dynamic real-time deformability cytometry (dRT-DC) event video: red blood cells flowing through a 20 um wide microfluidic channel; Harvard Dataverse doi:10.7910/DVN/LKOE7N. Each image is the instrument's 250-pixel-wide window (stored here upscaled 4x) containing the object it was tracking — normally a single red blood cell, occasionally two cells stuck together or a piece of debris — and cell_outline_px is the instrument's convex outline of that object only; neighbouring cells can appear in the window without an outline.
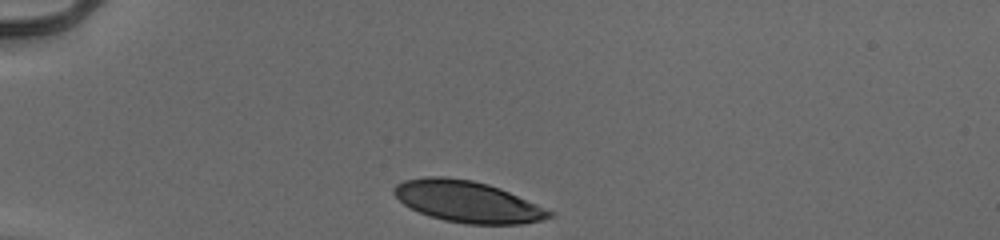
{"species": "human", "species_latin": "Homo sapiens", "temperature_condition": "cold", "stored_images_in_passage": 31, "camera_frame_rate_fps": 3000, "um_per_image_px": 0.085, "donor": {"sex": "male"}, "frame": {"image": 1, "passage_image": 1, "time_ms": 0.0, "image_size_px": [1000, 240], "cell_outline_px": [[556, 212], [552, 216], [540, 220], [520, 224], [468, 224], [444, 220], [428, 216], [404, 204], [392, 192], [392, 188], [396, 184], [404, 180], [424, 176], [444, 176], [472, 180], [488, 184], [500, 188]], "centroid_in_image_um": [39.73, 17.13], "position_along_channel_um": 45.3, "area_um2": 37.45}}
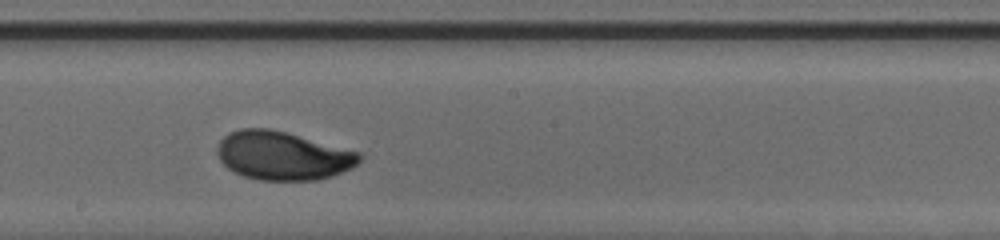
{"frame": {"image": 2, "passage_image": 18, "time_ms": 5.667, "image_size_px": [1000, 240], "cell_outline_px": [[364, 156], [352, 168], [332, 176], [316, 180], [260, 180], [244, 176], [228, 168], [220, 160], [216, 152], [216, 148], [220, 140], [228, 132], [240, 128], [268, 128], [284, 132], [360, 152]], "centroid_in_image_um": [24.02, 13.23], "position_along_channel_um": 224.2, "area_um2": 40.11}}
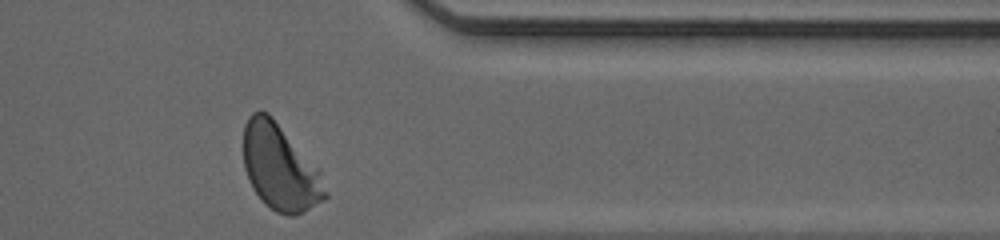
{"frame": {"image": 3, "passage_image": 31, "time_ms": 10.0, "image_size_px": [1000, 240], "cell_outline_px": [[328, 196], [324, 200], [304, 212], [292, 216], [288, 216], [276, 212], [264, 204], [260, 200], [252, 188], [248, 180], [244, 168], [244, 124], [248, 116], [252, 112], [260, 108], [268, 112], [272, 116], [320, 168], [328, 192]], "centroid_in_image_um": [23.82, 14.22], "position_along_channel_um": 387.6, "area_um2": 41.85}, "authors_computed_cell_mechanics": {"area_um2": 39.8242, "velocity_mm_per_s": 3.9148, "shape_relaxation_time_tau1_ms": 2.4242, "shape_relaxation_time_tau2_ms": null, "deformation_change_tau1": 0.1508, "deformation_change_tau2": null}}